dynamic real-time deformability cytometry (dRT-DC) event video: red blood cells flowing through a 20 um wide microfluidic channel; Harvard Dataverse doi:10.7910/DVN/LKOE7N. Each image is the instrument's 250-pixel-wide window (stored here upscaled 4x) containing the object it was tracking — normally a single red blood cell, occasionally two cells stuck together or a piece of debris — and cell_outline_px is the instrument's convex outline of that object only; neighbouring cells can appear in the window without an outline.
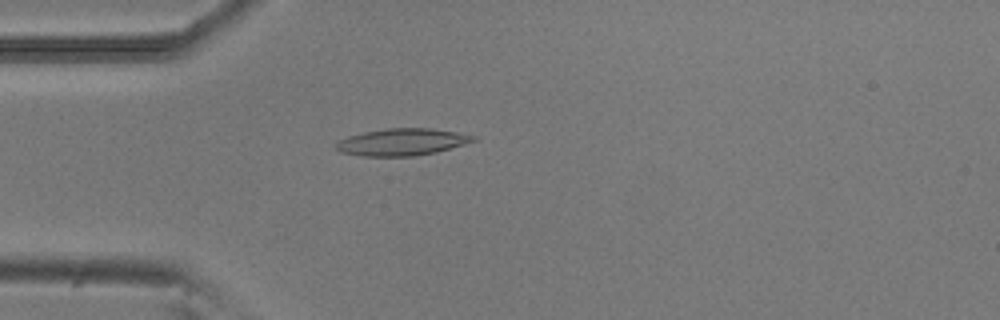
{"species": "common noctule bat (a hibernating species)", "species_latin": "Nyctalus noctula", "temperature_condition": "room temperature", "stored_images_in_passage": 4, "camera_frame_rate_fps": 3000, "um_per_image_px": 0.085, "animal": {"sex": "male", "body_mass_g": 20.5, "forearm_length_mm": 52.5}, "frame": {"image": 1, "passage_image": 4, "time_ms": 1.0, "image_size_px": [1000, 320], "cell_outline_px": [[476, 140], [464, 144], [436, 152], [416, 156], [360, 156], [340, 152], [336, 148], [336, 140], [348, 136], [364, 132], [388, 128], [428, 128], [456, 132], [476, 136]], "centroid_in_image_um": [34.13, 12.07], "position_along_channel_um": 50.9, "area_um2": 21.56}}